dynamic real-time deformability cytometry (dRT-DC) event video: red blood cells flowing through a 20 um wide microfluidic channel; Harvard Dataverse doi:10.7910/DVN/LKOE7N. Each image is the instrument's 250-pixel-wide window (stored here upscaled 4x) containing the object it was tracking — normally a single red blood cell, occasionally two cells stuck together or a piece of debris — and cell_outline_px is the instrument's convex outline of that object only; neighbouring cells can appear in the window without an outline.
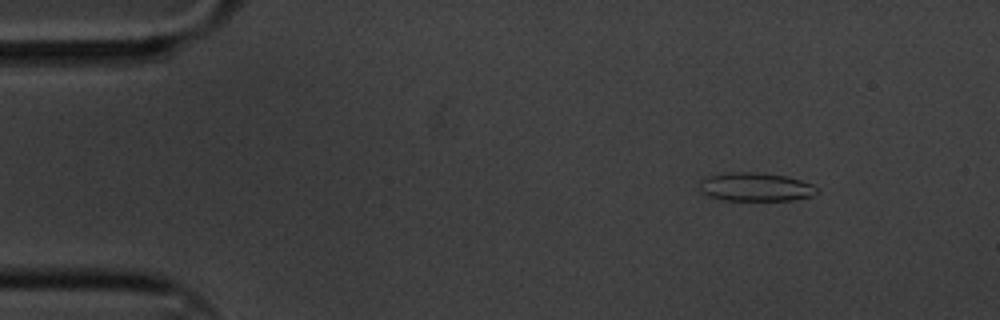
{"species": "common noctule bat (a hibernating species)", "species_latin": "Nyctalus noctula", "temperature_condition": "cold", "stored_images_in_passage": 6, "camera_frame_rate_fps": 3000, "um_per_image_px": 0.085, "animal": {"sex": "male", "body_mass_g": 20.1, "forearm_length_mm": 53.5}, "frame": {"image": 1, "passage_image": 2, "time_ms": 0.333, "image_size_px": [1000, 320], "cell_outline_px": [[820, 192], [812, 196], [796, 200], [724, 200], [708, 196], [700, 188], [700, 180], [708, 176], [728, 172], [756, 172], [788, 176], [812, 184]], "centroid_in_image_um": [64.26, 15.89], "position_along_channel_um": 20.7, "area_um2": 19.59}}
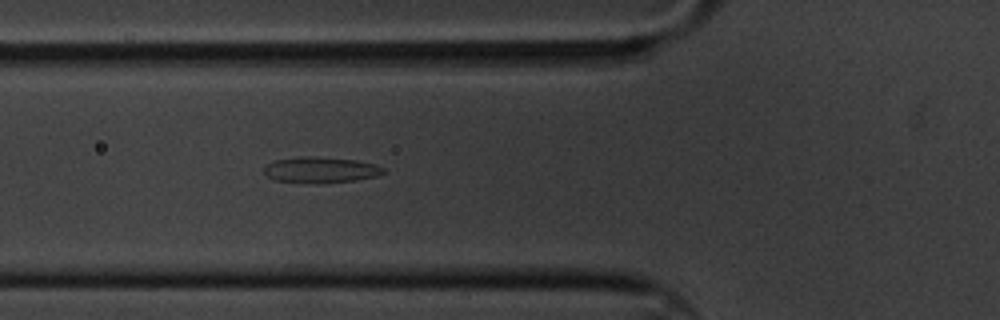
{"frame": {"image": 2, "passage_image": 6, "time_ms": 1.667, "image_size_px": [1000, 320], "cell_outline_px": [[384, 172], [376, 176], [356, 180], [324, 184], [276, 180], [268, 176], [264, 172], [264, 168], [272, 160], [300, 156], [312, 156], [356, 160], [376, 164], [384, 168]], "centroid_in_image_um": [27.26, 14.43], "position_along_channel_um": 98.5, "area_um2": 18.09}}